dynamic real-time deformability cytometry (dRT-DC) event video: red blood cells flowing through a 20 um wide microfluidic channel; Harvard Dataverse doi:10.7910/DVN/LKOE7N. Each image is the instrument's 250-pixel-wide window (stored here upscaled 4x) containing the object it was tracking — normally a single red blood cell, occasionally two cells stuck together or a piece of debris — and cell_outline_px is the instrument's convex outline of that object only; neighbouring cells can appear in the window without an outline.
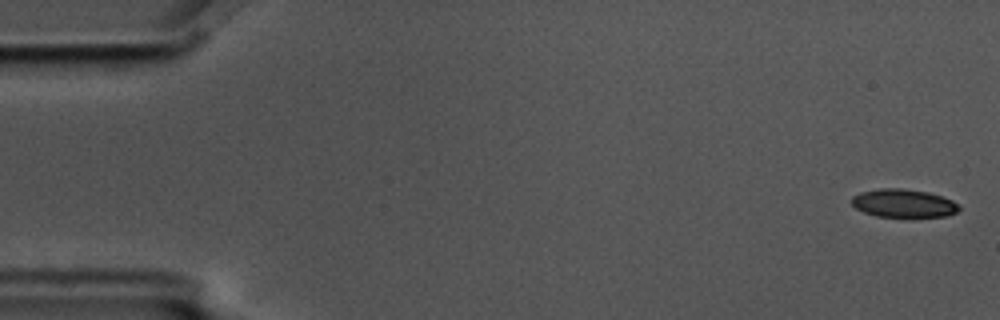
{"species": "common noctule bat (a hibernating species)", "species_latin": "Nyctalus noctula", "temperature_condition": "cold", "stored_images_in_passage": 7, "camera_frame_rate_fps": 3000, "um_per_image_px": 0.085, "animal": {"sex": "male", "body_mass_g": 17.5, "forearm_length_mm": 52.3}, "frame": {"image": 1, "passage_image": 1, "time_ms": 0.0, "image_size_px": [1000, 320], "cell_outline_px": [[960, 208], [956, 212], [948, 216], [912, 220], [876, 216], [864, 212], [856, 208], [852, 204], [852, 196], [860, 192], [880, 188], [900, 188], [928, 192], [952, 200], [960, 204]], "centroid_in_image_um": [76.84, 17.33], "position_along_channel_um": 8.2, "area_um2": 18.55}}
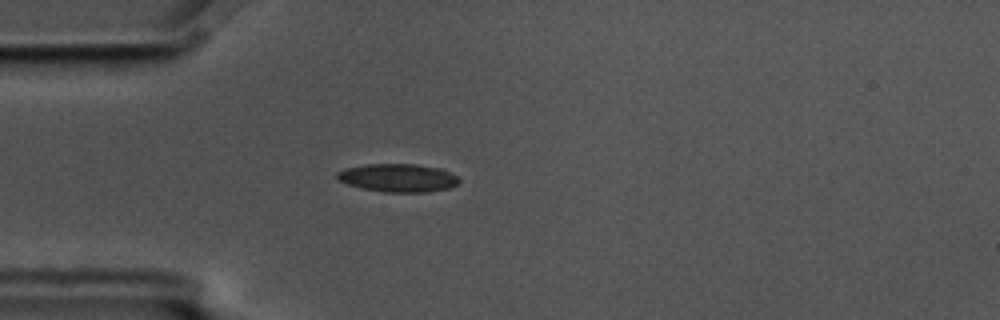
{"frame": {"image": 2, "passage_image": 5, "time_ms": 1.333, "image_size_px": [1000, 320], "cell_outline_px": [[460, 180], [456, 184], [448, 188], [428, 192], [384, 192], [360, 188], [348, 184], [340, 180], [336, 176], [336, 172], [344, 168], [368, 164], [416, 164], [440, 168], [456, 176]], "centroid_in_image_um": [33.8, 15.11], "position_along_channel_um": 51.2, "area_um2": 19.94}}